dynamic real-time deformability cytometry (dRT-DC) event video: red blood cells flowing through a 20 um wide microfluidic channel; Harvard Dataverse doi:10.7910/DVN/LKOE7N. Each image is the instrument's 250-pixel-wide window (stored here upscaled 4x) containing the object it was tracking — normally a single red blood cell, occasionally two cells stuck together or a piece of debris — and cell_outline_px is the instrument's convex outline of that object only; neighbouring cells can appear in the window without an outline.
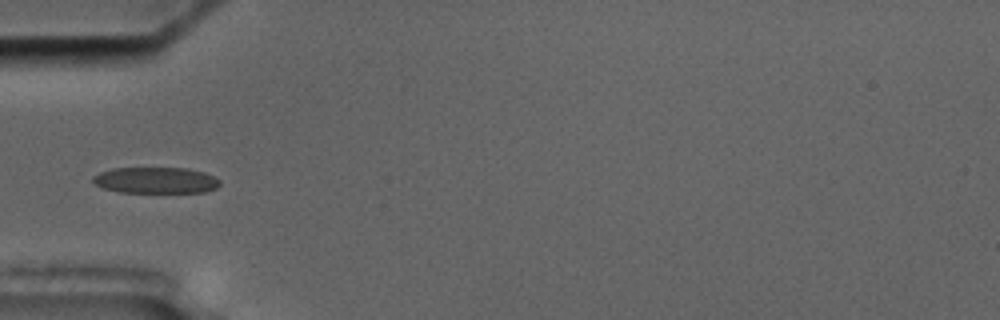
{"species": "common noctule bat (a hibernating species)", "species_latin": "Nyctalus noctula", "temperature_condition": "cold", "stored_images_in_passage": 5, "camera_frame_rate_fps": 3000, "um_per_image_px": 0.085, "animal": {"sex": "male", "body_mass_g": 17.5, "forearm_length_mm": 52.3}, "frame": {"image": 1, "passage_image": 5, "time_ms": 5.333, "image_size_px": [1000, 320], "cell_outline_px": [[220, 184], [216, 188], [204, 192], [120, 192], [104, 188], [96, 184], [92, 180], [92, 176], [100, 172], [112, 168], [188, 168], [204, 172], [220, 180]], "centroid_in_image_um": [13.24, 15.32], "position_along_channel_um": 71.8, "area_um2": 19.31}}